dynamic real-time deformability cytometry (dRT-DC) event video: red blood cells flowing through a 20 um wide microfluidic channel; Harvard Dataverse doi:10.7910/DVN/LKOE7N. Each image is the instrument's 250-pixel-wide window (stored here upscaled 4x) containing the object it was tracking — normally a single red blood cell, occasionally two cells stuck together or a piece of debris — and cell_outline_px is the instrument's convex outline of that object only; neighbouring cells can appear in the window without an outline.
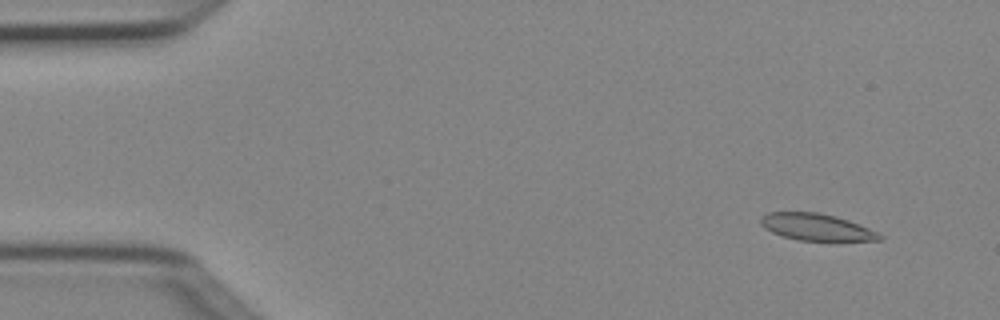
{"species": "Egyptian fruit bat (a non-hibernating species)", "species_latin": "Rousettus aegyptiacus", "temperature_condition": "cold", "stored_images_in_passage": 5, "segment_of_instrument_passage": [1, 2], "camera_frame_rate_fps": 3000, "um_per_image_px": 0.085, "animal": {"sex": "female"}, "frame": {"image": 1, "passage_image": 2, "time_ms": 0.333, "image_size_px": [1000, 320], "cell_outline_px": [[884, 236], [880, 240], [800, 240], [784, 236], [772, 232], [764, 228], [760, 224], [760, 216], [768, 212], [820, 212], [836, 216], [848, 220], [880, 232]], "centroid_in_image_um": [69.39, 19.28], "position_along_channel_um": 15.6, "area_um2": 18.55}}